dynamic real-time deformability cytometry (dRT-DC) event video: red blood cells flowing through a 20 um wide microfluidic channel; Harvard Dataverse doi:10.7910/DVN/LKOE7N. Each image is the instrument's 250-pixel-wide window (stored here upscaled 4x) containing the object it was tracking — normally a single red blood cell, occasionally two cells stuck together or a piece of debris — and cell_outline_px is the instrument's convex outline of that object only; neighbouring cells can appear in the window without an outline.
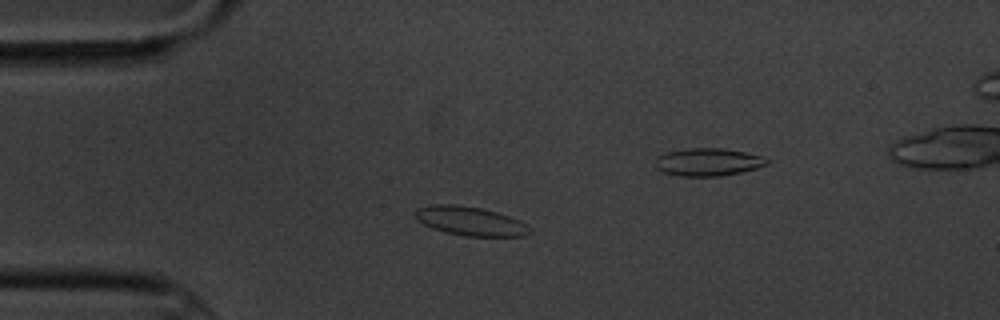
{"species": "common noctule bat (a hibernating species)", "species_latin": "Nyctalus noctula", "temperature_condition": "cold", "stored_images_in_passage": 8, "camera_frame_rate_fps": 3000, "um_per_image_px": 0.085, "animal": {"sex": "male", "body_mass_g": 20.1, "forearm_length_mm": 53.5}, "frame": {"image": 1, "passage_image": 2, "time_ms": 2.0, "image_size_px": [1000, 320], "cell_outline_px": [[532, 232], [524, 236], [464, 236], [432, 228], [416, 220], [416, 208], [432, 204], [456, 204], [480, 208], [496, 212], [520, 220], [528, 224], [532, 228]], "centroid_in_image_um": [40.0, 18.79], "position_along_channel_um": 45.0, "area_um2": 19.36}}
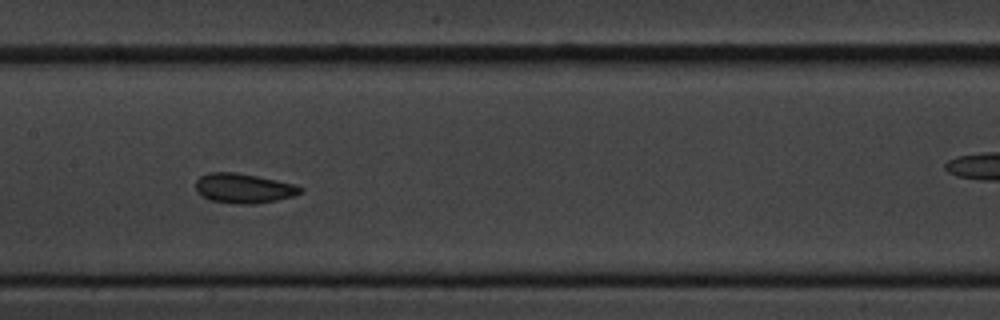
{"frame": {"image": 2, "passage_image": 6, "time_ms": 6.667, "image_size_px": [1000, 320], "cell_outline_px": [[304, 192], [292, 196], [276, 200], [256, 204], [236, 204], [212, 200], [200, 196], [196, 192], [196, 180], [200, 176], [208, 172], [236, 172], [296, 184], [304, 188]], "centroid_in_image_um": [20.71, 16.0], "position_along_channel_um": 186.7, "area_um2": 18.26}}
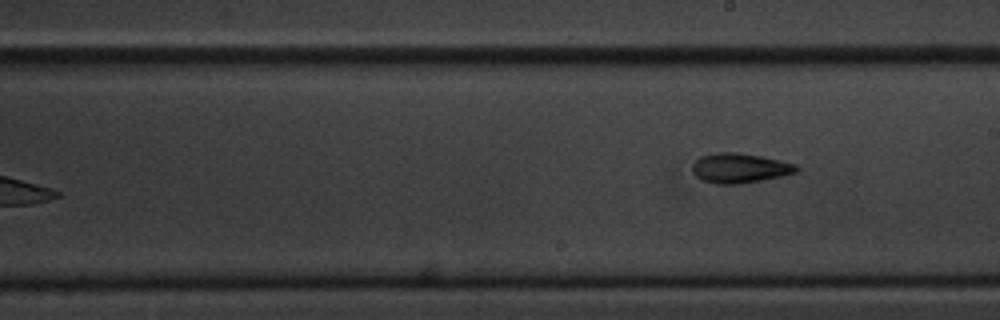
{"frame": {"image": 3, "passage_image": 8, "time_ms": 9.667, "image_size_px": [1000, 320], "cell_outline_px": [[800, 168], [796, 172], [784, 176], [740, 184], [716, 184], [700, 180], [692, 172], [692, 164], [700, 156], [716, 152], [736, 152], [760, 156], [780, 160], [796, 164]], "centroid_in_image_um": [62.86, 14.29], "position_along_channel_um": 226.1, "area_um2": 18.26}}